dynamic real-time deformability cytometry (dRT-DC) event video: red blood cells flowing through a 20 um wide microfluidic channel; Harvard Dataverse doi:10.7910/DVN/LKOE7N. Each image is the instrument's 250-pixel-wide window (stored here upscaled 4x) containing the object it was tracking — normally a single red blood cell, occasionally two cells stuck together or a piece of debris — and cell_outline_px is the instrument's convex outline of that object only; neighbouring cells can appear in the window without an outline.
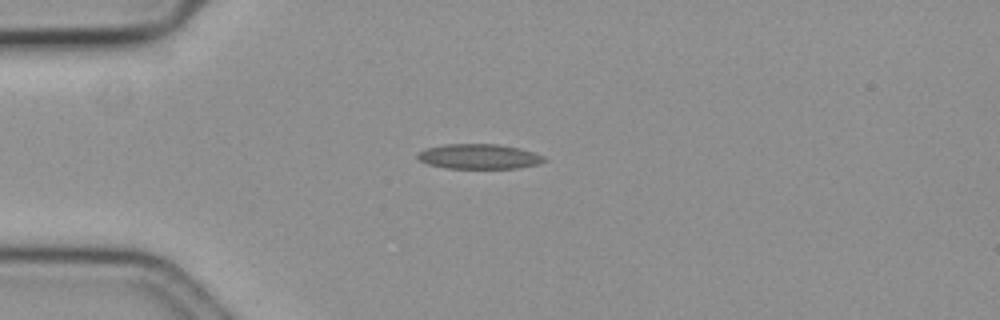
{"species": "common noctule bat (a hibernating species)", "species_latin": "Nyctalus noctula", "temperature_condition": "cold", "stored_images_in_passage": 44, "camera_frame_rate_fps": 3000, "um_per_image_px": 0.085, "animal": {"sex": "female", "body_mass_g": 19.3, "forearm_length_mm": 54.1}, "frame": {"image": 1, "passage_image": 1, "time_ms": 0.0, "image_size_px": [1000, 320], "cell_outline_px": [[548, 160], [536, 164], [516, 168], [448, 168], [428, 164], [420, 160], [416, 156], [416, 152], [428, 148], [444, 144], [500, 144], [520, 148], [532, 152]], "centroid_in_image_um": [40.67, 13.29], "position_along_channel_um": 44.3, "area_um2": 18.21}}
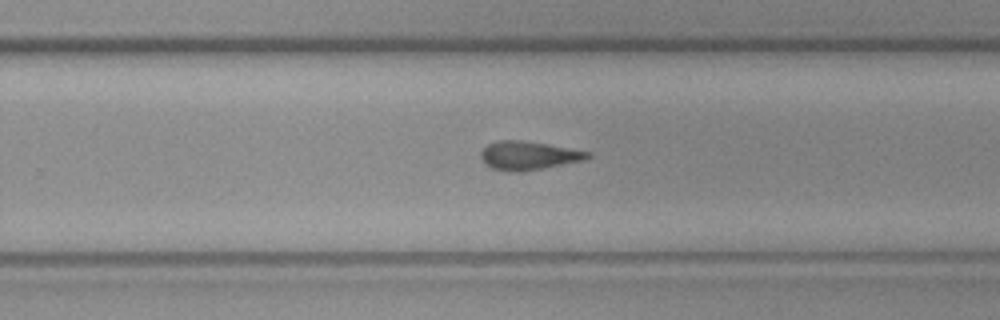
{"frame": {"image": 2, "passage_image": 23, "time_ms": 7.333, "image_size_px": [1000, 320], "cell_outline_px": [[592, 156], [580, 160], [524, 172], [508, 172], [492, 168], [484, 164], [480, 156], [480, 152], [488, 144], [500, 140], [520, 140], [592, 152]], "centroid_in_image_um": [44.85, 13.23], "position_along_channel_um": 284.9, "area_um2": 17.57}}
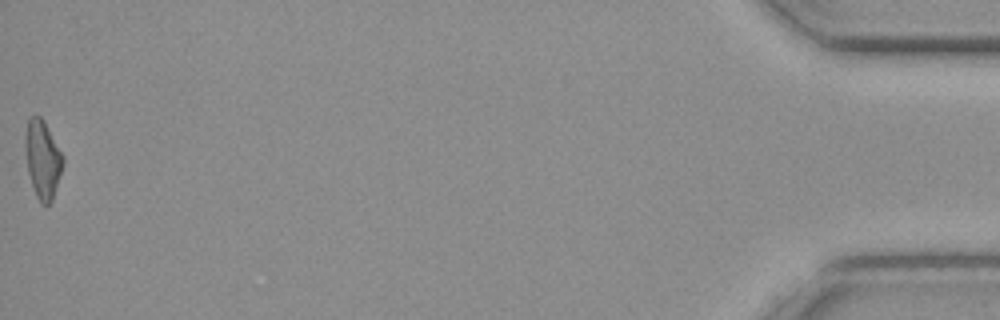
{"frame": {"image": 3, "passage_image": 44, "time_ms": 14.333, "image_size_px": [1000, 320], "cell_outline_px": [[64, 164], [52, 200], [48, 204], [40, 204], [36, 196], [28, 172], [24, 140], [24, 136], [28, 116], [40, 116], [44, 120], [64, 156]], "centroid_in_image_um": [3.62, 13.5], "position_along_channel_um": 431.6, "area_um2": 17.28}, "authors_computed_cell_mechanics": {"area_um2": 17.4267, "velocity_mm_per_s": 3.5879, "shape_relaxation_time_tau1_ms": null, "shape_relaxation_time_tau2_ms": 6.6417, "deformation_change_tau1": null, "deformation_change_tau2": 0.1551}}